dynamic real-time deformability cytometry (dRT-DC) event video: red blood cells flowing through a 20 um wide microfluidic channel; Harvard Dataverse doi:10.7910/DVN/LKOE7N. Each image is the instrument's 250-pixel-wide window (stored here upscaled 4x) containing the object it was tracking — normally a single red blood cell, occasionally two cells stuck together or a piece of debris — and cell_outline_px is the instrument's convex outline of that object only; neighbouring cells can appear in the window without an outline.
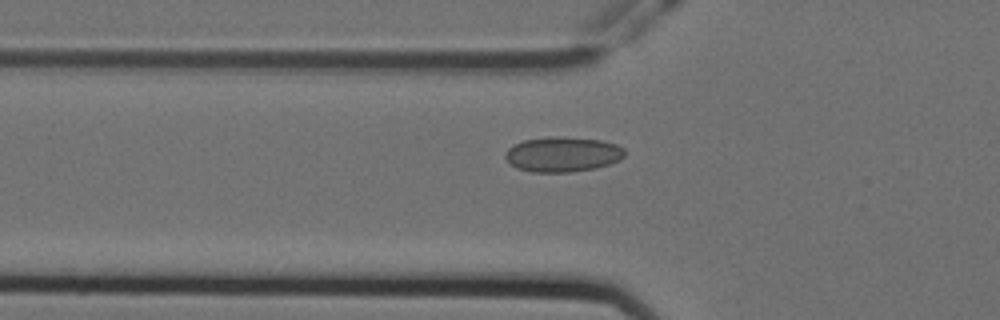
{"species": "Egyptian fruit bat (a non-hibernating species)", "species_latin": "Rousettus aegyptiacus", "temperature_condition": "cold", "stored_images_in_passage": 42, "camera_frame_rate_fps": 3000, "um_per_image_px": 0.085, "animal": {"sex": "female"}, "frame": {"image": 1, "passage_image": 4, "time_ms": 1.0, "image_size_px": [1000, 320], "cell_outline_px": [[624, 156], [620, 160], [596, 168], [572, 172], [532, 172], [516, 168], [504, 156], [504, 152], [508, 148], [524, 140], [548, 136], [556, 136], [600, 140], [616, 144], [624, 148]], "centroid_in_image_um": [47.82, 13.12], "position_along_channel_um": 78.0, "area_um2": 24.39}}
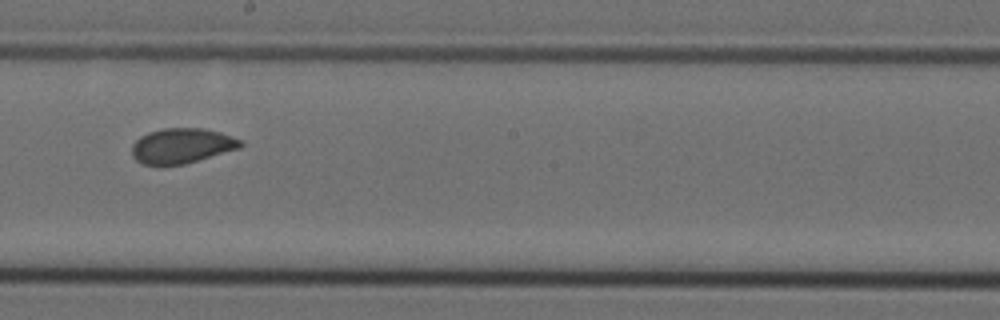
{"frame": {"image": 2, "passage_image": 17, "time_ms": 5.333, "image_size_px": [1000, 320], "cell_outline_px": [[244, 144], [240, 148], [184, 164], [160, 168], [144, 164], [136, 160], [132, 156], [132, 144], [140, 136], [148, 132], [164, 128], [204, 128], [220, 132], [244, 140]], "centroid_in_image_um": [15.44, 12.41], "position_along_channel_um": 232.8, "area_um2": 22.77}}
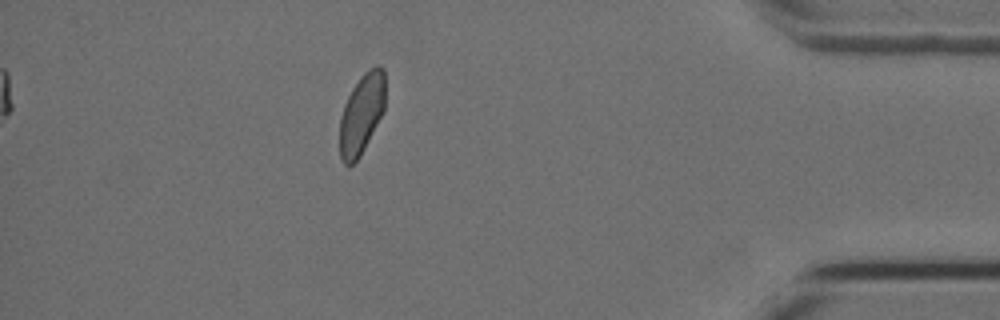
{"frame": {"image": 3, "passage_image": 35, "time_ms": 11.333, "image_size_px": [1000, 320], "cell_outline_px": [[384, 112], [360, 156], [348, 168], [340, 160], [340, 116], [344, 104], [352, 88], [360, 76], [364, 72], [376, 64], [380, 64], [384, 68]], "centroid_in_image_um": [30.73, 9.68], "position_along_channel_um": 404.5, "area_um2": 21.5}}